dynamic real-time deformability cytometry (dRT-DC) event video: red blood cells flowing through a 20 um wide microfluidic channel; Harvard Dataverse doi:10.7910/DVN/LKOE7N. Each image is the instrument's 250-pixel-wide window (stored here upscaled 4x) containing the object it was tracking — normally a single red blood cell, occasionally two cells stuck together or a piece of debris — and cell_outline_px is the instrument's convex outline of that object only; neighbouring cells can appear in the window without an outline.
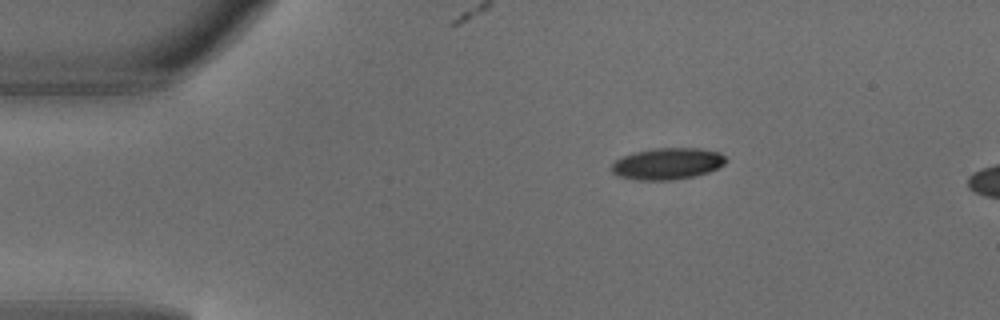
{"species": "common noctule bat (a hibernating species)", "species_latin": "Nyctalus noctula", "temperature_condition": "warm", "stored_images_in_passage": 3, "segment_of_instrument_passage": [1, 2], "camera_frame_rate_fps": 3000, "um_per_image_px": 0.085, "animal": {"sex": "male", "body_mass_g": 18.8}, "frame": {"image": 1, "passage_image": 1, "time_ms": 0.0, "image_size_px": [1000, 320], "cell_outline_px": [[728, 160], [724, 164], [708, 172], [696, 176], [672, 180], [636, 180], [616, 176], [608, 168], [616, 160], [624, 156], [636, 152], [656, 148], [700, 148], [720, 152]], "centroid_in_image_um": [56.72, 13.92], "position_along_channel_um": 28.3, "area_um2": 21.15}}